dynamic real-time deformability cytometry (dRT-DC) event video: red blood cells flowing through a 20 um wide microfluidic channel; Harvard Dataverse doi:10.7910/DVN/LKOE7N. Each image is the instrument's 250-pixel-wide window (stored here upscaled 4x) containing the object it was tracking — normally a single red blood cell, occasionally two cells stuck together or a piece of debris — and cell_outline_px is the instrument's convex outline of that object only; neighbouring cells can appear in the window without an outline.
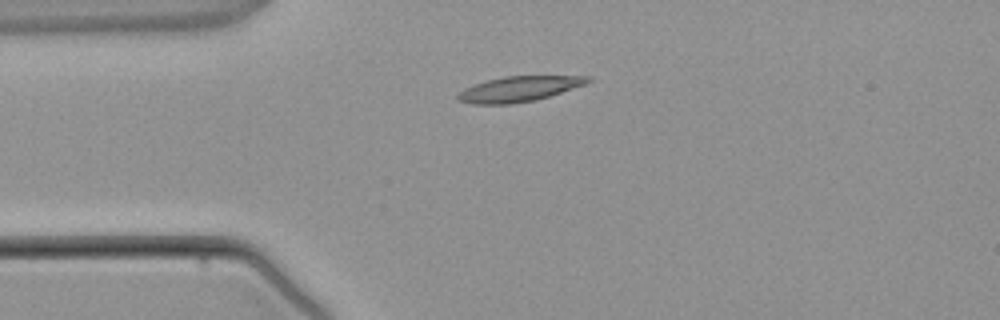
{"species": "common noctule bat (a hibernating species)", "species_latin": "Nyctalus noctula", "temperature_condition": "warm", "stored_images_in_passage": 3, "camera_frame_rate_fps": 3000, "um_per_image_px": 0.085, "animal": {"sex": "male", "body_mass_g": 21.5, "forearm_length_mm": 52.0}, "frame": {"image": 1, "passage_image": 3, "time_ms": 2.333, "image_size_px": [1000, 320], "cell_outline_px": [[592, 80], [584, 84], [548, 96], [532, 100], [512, 104], [472, 104], [460, 100], [456, 96], [464, 88], [488, 80], [504, 76], [592, 76]], "centroid_in_image_um": [44.09, 7.55], "position_along_channel_um": 40.9, "area_um2": 18.73}}